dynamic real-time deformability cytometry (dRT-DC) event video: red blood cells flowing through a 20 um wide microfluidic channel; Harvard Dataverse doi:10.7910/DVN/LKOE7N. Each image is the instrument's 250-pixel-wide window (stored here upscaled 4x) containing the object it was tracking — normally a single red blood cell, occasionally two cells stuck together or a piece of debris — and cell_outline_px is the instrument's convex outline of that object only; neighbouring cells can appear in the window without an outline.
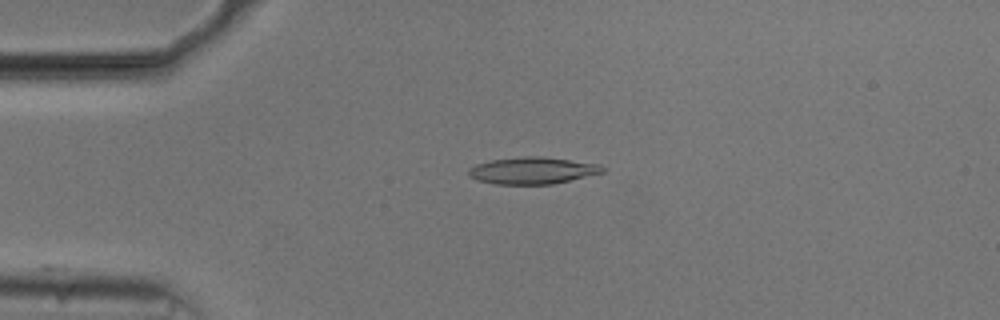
{"species": "common noctule bat (a hibernating species)", "species_latin": "Nyctalus noctula", "temperature_condition": "cold", "stored_images_in_passage": 43, "camera_frame_rate_fps": 3000, "um_per_image_px": 0.085, "animal": {"sex": "male", "body_mass_g": 20.5, "forearm_length_mm": 52.5}, "frame": {"image": 1, "passage_image": 1, "time_ms": 0.0, "image_size_px": [1000, 320], "cell_outline_px": [[608, 168], [604, 172], [552, 184], [496, 184], [476, 180], [468, 176], [468, 168], [476, 164], [492, 160], [524, 156], [536, 156], [600, 164]], "centroid_in_image_um": [45.25, 14.5], "position_along_channel_um": 39.8, "area_um2": 20.87}}
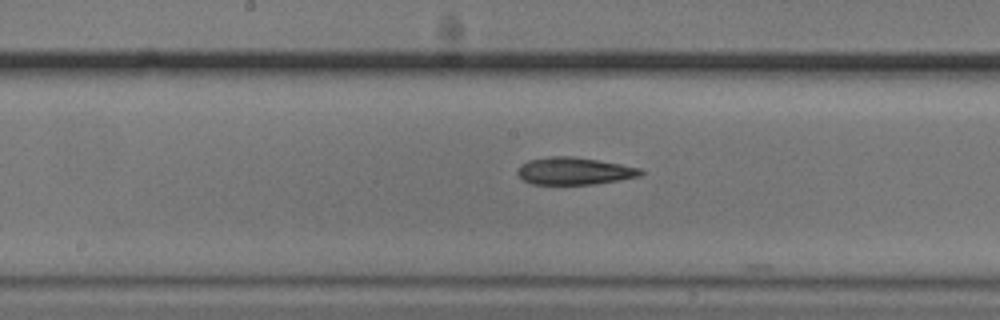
{"frame": {"image": 2, "passage_image": 16, "time_ms": 5.0, "image_size_px": [1000, 320], "cell_outline_px": [[644, 172], [640, 176], [620, 180], [592, 184], [532, 184], [524, 180], [516, 172], [520, 164], [528, 160], [548, 156], [572, 156], [620, 164], [640, 168]], "centroid_in_image_um": [48.79, 14.53], "position_along_channel_um": 199.4, "area_um2": 19.54}}
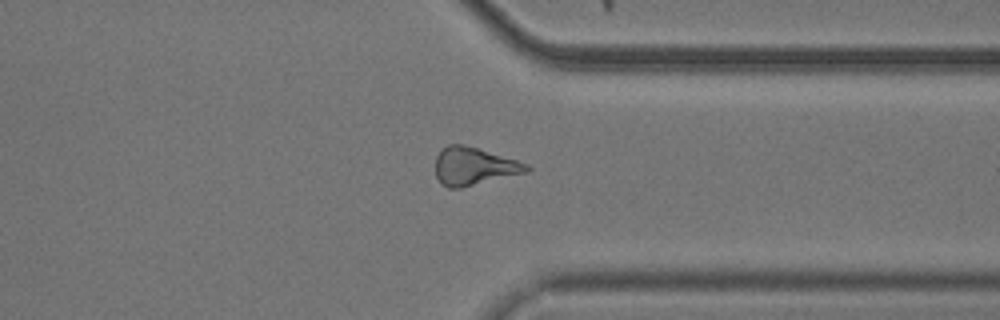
{"frame": {"image": 3, "passage_image": 30, "time_ms": 9.667, "image_size_px": [1000, 320], "cell_outline_px": [[532, 168], [528, 172], [460, 188], [448, 188], [436, 176], [436, 156], [448, 144], [464, 144], [516, 160], [528, 164]], "centroid_in_image_um": [40.3, 14.13], "position_along_channel_um": 371.1, "area_um2": 19.83}}